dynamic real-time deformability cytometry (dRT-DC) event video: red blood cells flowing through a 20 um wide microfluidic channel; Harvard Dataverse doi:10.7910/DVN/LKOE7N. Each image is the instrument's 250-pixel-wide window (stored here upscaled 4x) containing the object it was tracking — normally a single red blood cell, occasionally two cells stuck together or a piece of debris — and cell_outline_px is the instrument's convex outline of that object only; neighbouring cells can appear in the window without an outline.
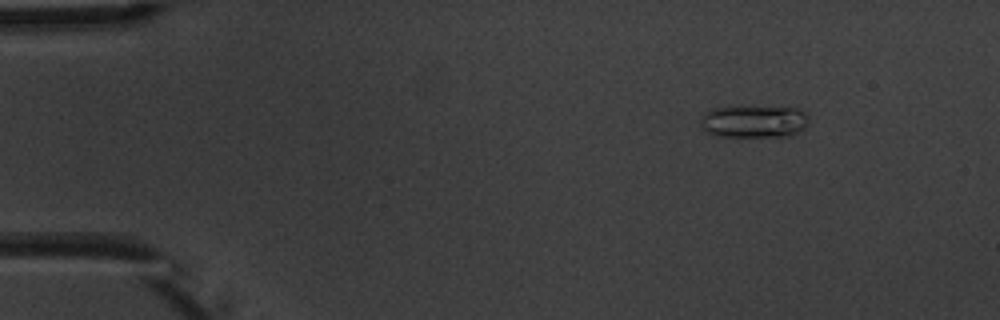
{"species": "common noctule bat (a hibernating species)", "species_latin": "Nyctalus noctula", "temperature_condition": "warm", "stored_images_in_passage": 4, "camera_frame_rate_fps": 3000, "um_per_image_px": 0.085, "animal": {"sex": "male", "body_mass_g": 20.1, "forearm_length_mm": 53.5}, "frame": {"image": 1, "passage_image": 2, "time_ms": 1.333, "image_size_px": [1000, 320], "cell_outline_px": [[808, 124], [804, 128], [788, 136], [716, 136], [708, 132], [700, 124], [700, 120], [704, 112], [712, 108], [796, 108], [804, 112], [808, 116]], "centroid_in_image_um": [64.07, 10.34], "position_along_channel_um": 20.9, "area_um2": 19.88}}